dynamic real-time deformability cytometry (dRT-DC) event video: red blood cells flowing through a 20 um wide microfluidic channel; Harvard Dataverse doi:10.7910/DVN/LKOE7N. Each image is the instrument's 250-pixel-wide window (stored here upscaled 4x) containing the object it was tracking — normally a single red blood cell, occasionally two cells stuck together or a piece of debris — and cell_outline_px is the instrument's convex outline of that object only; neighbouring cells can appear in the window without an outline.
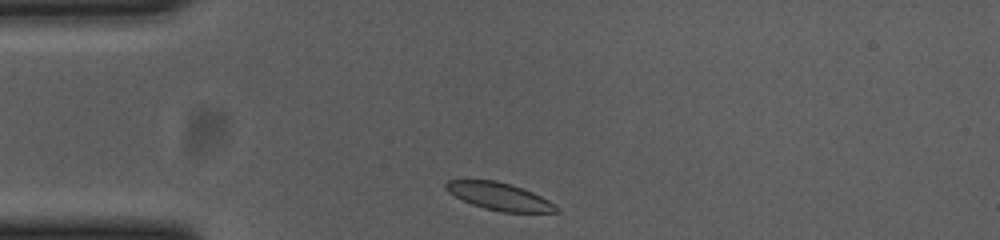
{"species": "common noctule bat (a hibernating species)", "species_latin": "Nyctalus noctula", "temperature_condition": "cold", "stored_images_in_passage": 33, "camera_frame_rate_fps": 3000, "um_per_image_px": 0.085, "animal": {"sex": "female", "body_mass_g": 23.0, "forearm_length_mm": 53.4}, "frame": {"image": 1, "passage_image": 1, "time_ms": 0.0, "image_size_px": [1000, 240], "cell_outline_px": [[560, 212], [500, 212], [484, 208], [472, 204], [448, 192], [444, 188], [444, 184], [448, 180], [496, 180], [532, 192], [556, 204], [560, 208]], "centroid_in_image_um": [42.45, 16.7], "position_along_channel_um": 42.5, "area_um2": 17.51}}
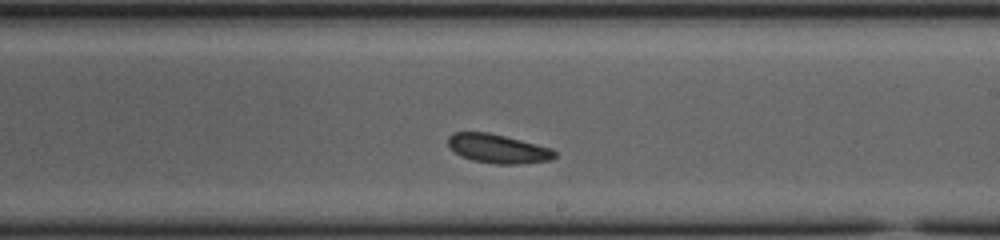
{"frame": {"image": 2, "passage_image": 20, "time_ms": 6.333, "image_size_px": [1000, 240], "cell_outline_px": [[556, 156], [552, 160], [516, 164], [492, 164], [472, 160], [460, 156], [448, 144], [448, 136], [452, 132], [488, 132], [552, 148], [556, 152]], "centroid_in_image_um": [42.32, 12.64], "position_along_channel_um": 246.7, "area_um2": 17.98}}
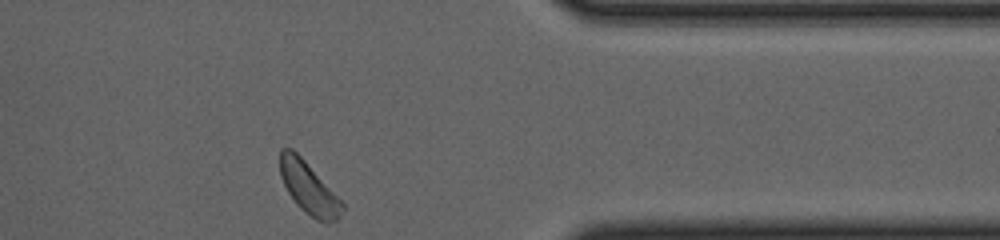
{"frame": {"image": 3, "passage_image": 33, "time_ms": 10.667, "image_size_px": [1000, 240], "cell_outline_px": [[344, 208], [340, 216], [336, 220], [328, 224], [316, 220], [304, 212], [296, 204], [288, 192], [280, 176], [280, 148], [292, 148], [304, 160], [344, 204]], "centroid_in_image_um": [26.23, 16.01], "position_along_channel_um": 385.2, "area_um2": 18.55}, "authors_computed_cell_mechanics": {"area_um2": 18.0336, "velocity_mm_per_s": 3.5872, "shape_relaxation_time_tau1_ms": 2.5499, "shape_relaxation_time_tau2_ms": 2.1497, "deformation_change_tau1": 0.1014, "deformation_change_tau2": 0.0529}}